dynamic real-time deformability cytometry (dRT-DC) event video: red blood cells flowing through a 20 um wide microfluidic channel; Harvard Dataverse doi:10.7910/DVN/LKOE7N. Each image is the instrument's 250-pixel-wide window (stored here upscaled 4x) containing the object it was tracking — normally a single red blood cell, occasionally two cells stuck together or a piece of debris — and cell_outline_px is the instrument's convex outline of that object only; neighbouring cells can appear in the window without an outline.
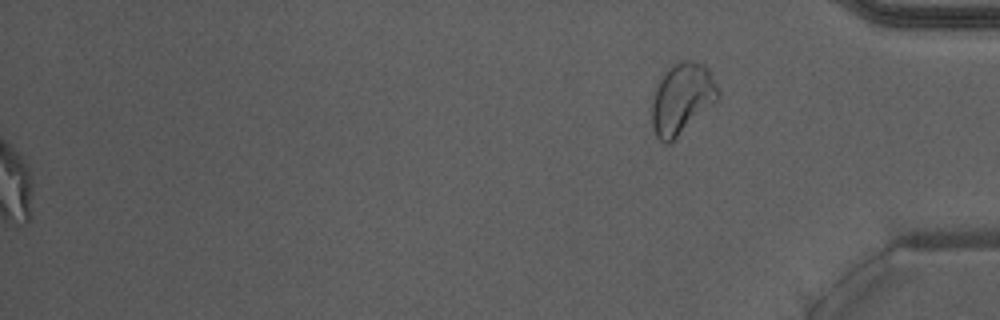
{"species": "Egyptian fruit bat (a non-hibernating species)", "species_latin": "Rousettus aegyptiacus", "temperature_condition": "warm", "stored_images_in_passage": 46, "segment_of_instrument_passage": [2, 2], "camera_frame_rate_fps": 3000, "um_per_image_px": 0.085, "animal": {"sex": "male"}, "frame": {"image": 1, "passage_image": 46, "time_ms": 15.0, "image_size_px": [1000, 320], "cell_outline_px": [[720, 100], [716, 104], [668, 144], [664, 144], [656, 136], [652, 128], [652, 96], [656, 80], [672, 64], [680, 60], [696, 60], [704, 64], [716, 84], [720, 92]], "centroid_in_image_um": [57.96, 8.36], "position_along_channel_um": 377.2, "area_um2": 28.09}}